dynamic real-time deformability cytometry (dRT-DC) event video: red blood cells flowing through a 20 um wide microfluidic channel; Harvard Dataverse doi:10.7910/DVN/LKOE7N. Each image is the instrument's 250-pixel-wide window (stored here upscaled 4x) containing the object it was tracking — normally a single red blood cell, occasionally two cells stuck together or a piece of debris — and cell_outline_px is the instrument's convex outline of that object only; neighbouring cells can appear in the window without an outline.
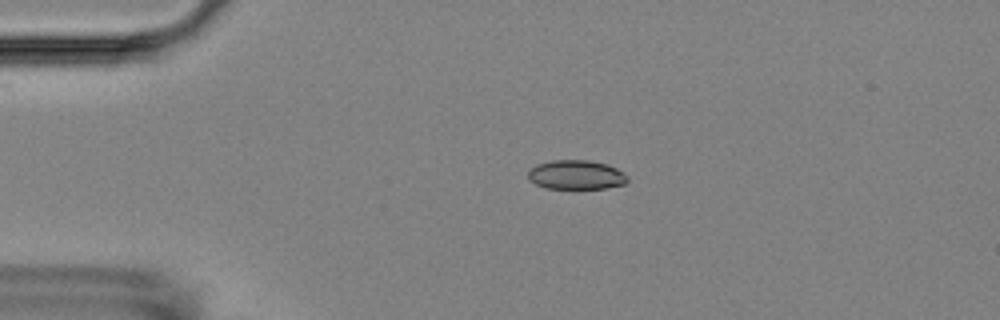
{"species": "Egyptian fruit bat (a non-hibernating species)", "species_latin": "Rousettus aegyptiacus", "temperature_condition": "room temperature", "stored_images_in_passage": 2, "camera_frame_rate_fps": 3000, "um_per_image_px": 0.085, "animal": {"sex": "female"}, "frame": {"image": 1, "passage_image": 1, "time_ms": 0.0, "image_size_px": [1000, 320], "cell_outline_px": [[628, 180], [624, 184], [608, 188], [544, 188], [528, 180], [528, 172], [536, 164], [552, 160], [588, 160], [608, 164], [624, 172], [628, 176]], "centroid_in_image_um": [48.98, 14.85], "position_along_channel_um": 36.0, "area_um2": 17.05}}